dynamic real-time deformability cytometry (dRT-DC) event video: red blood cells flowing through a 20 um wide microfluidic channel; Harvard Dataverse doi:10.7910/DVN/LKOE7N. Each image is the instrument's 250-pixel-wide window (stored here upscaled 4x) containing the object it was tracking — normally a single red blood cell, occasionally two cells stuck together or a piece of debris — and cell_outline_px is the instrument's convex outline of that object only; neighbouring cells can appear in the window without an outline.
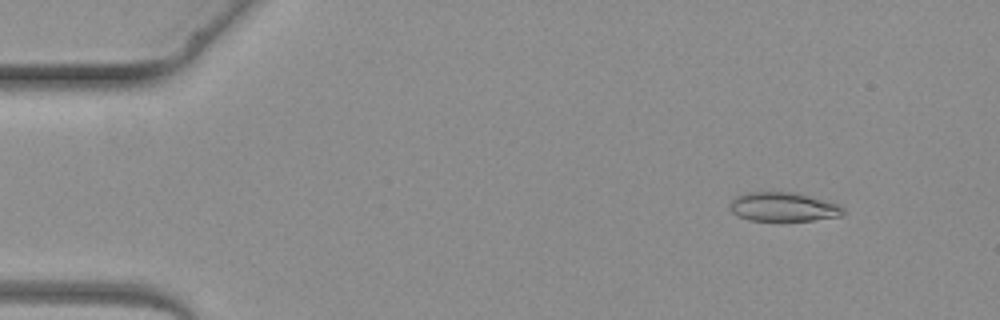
{"species": "common noctule bat (a hibernating species)", "species_latin": "Nyctalus noctula", "temperature_condition": "warm", "stored_images_in_passage": 4, "camera_frame_rate_fps": 3000, "um_per_image_px": 0.085, "animal": {"sex": "female", "body_mass_g": 19.3, "forearm_length_mm": 54.1}, "frame": {"image": 1, "passage_image": 1, "time_ms": 0.0, "image_size_px": [1000, 320], "cell_outline_px": [[844, 216], [812, 220], [748, 220], [732, 212], [728, 204], [736, 196], [744, 192], [796, 192], [840, 204], [844, 208]], "centroid_in_image_um": [66.6, 17.57], "position_along_channel_um": 18.4, "area_um2": 19.31}}
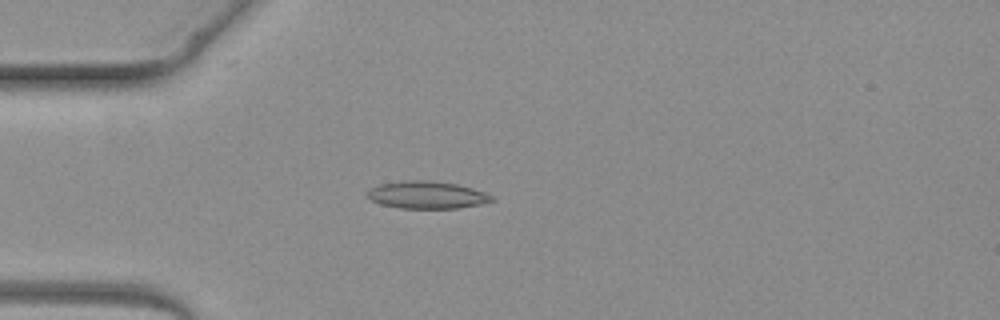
{"frame": {"image": 2, "passage_image": 3, "time_ms": 2.333, "image_size_px": [1000, 320], "cell_outline_px": [[496, 200], [480, 204], [460, 208], [400, 208], [380, 204], [372, 200], [368, 196], [368, 192], [372, 188], [380, 184], [404, 180], [424, 180], [456, 184], [472, 188], [484, 192], [492, 196]], "centroid_in_image_um": [36.31, 16.57], "position_along_channel_um": 48.7, "area_um2": 19.65}}